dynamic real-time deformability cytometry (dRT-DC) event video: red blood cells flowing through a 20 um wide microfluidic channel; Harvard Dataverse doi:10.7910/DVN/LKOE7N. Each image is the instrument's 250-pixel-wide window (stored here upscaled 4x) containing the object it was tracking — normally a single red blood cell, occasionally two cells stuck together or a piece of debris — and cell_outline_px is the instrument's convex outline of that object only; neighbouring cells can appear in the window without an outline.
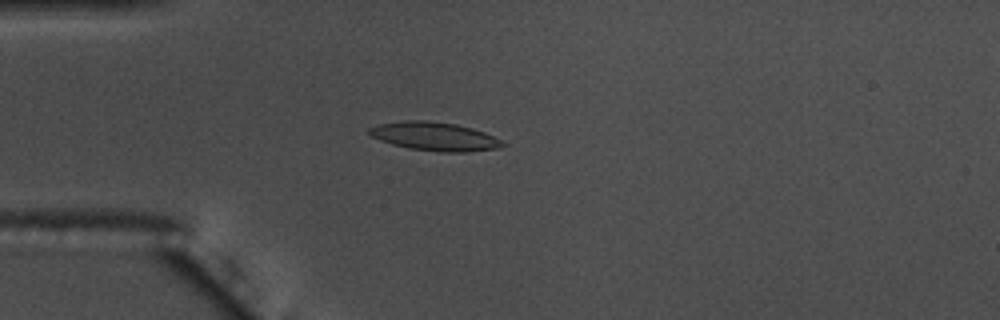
{"species": "common noctule bat (a hibernating species)", "species_latin": "Nyctalus noctula", "temperature_condition": "warm", "stored_images_in_passage": 51, "camera_frame_rate_fps": 3000, "um_per_image_px": 0.085, "animal": {"sex": "male", "body_mass_g": 17.5, "forearm_length_mm": 52.3}, "frame": {"image": 1, "passage_image": 10, "time_ms": 3.0, "image_size_px": [1000, 320], "cell_outline_px": [[508, 144], [500, 148], [464, 152], [440, 152], [408, 148], [392, 144], [380, 140], [372, 136], [368, 132], [368, 128], [380, 124], [404, 120], [428, 120], [456, 124], [472, 128], [484, 132]], "centroid_in_image_um": [36.95, 11.59], "position_along_channel_um": 48.1, "area_um2": 22.2}}
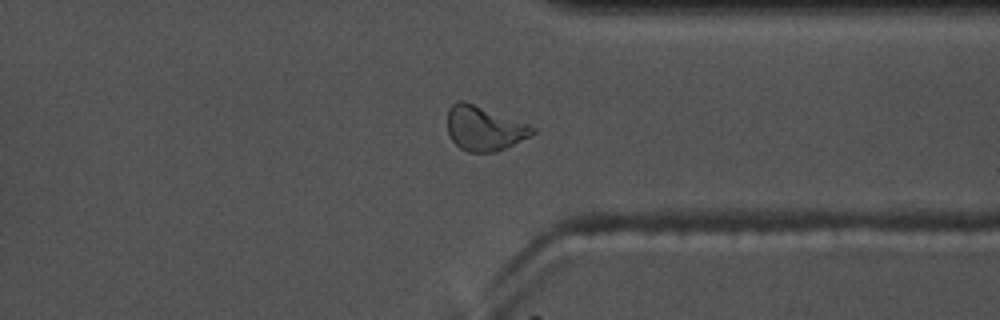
{"frame": {"image": 2, "passage_image": 38, "time_ms": 12.333, "image_size_px": [1000, 320], "cell_outline_px": [[536, 132], [532, 136], [496, 152], [468, 152], [460, 148], [452, 140], [448, 132], [448, 108], [456, 100], [464, 100], [528, 124], [536, 128]], "centroid_in_image_um": [41.16, 10.91], "position_along_channel_um": 370.2, "area_um2": 22.14}}
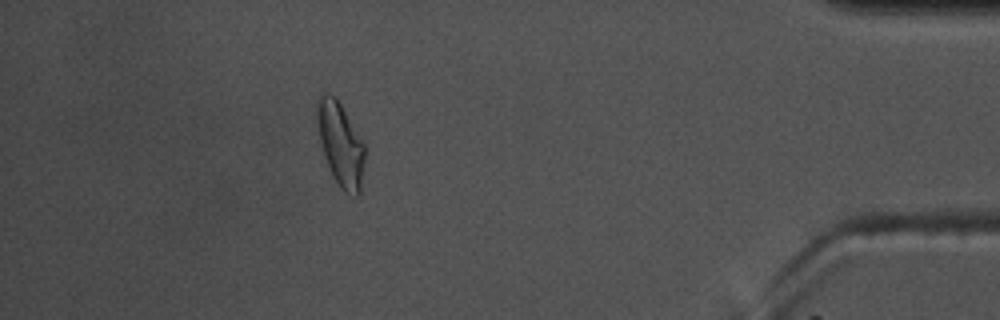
{"frame": {"image": 3, "passage_image": 45, "time_ms": 14.667, "image_size_px": [1000, 320], "cell_outline_px": [[364, 160], [360, 192], [356, 196], [344, 192], [340, 188], [332, 176], [320, 140], [316, 124], [316, 100], [320, 92], [328, 92], [336, 96], [364, 144]], "centroid_in_image_um": [28.91, 12.19], "position_along_channel_um": 406.3, "area_um2": 23.24}, "authors_computed_cell_mechanics": {"area_um2": 20.9236, "velocity_mm_per_s": 3.6257, "shape_relaxation_time_tau1_ms": 5.9195, "shape_relaxation_time_tau2_ms": 2.8977, "deformation_change_tau1": 0.1875, "deformation_change_tau2": 0.1026}}